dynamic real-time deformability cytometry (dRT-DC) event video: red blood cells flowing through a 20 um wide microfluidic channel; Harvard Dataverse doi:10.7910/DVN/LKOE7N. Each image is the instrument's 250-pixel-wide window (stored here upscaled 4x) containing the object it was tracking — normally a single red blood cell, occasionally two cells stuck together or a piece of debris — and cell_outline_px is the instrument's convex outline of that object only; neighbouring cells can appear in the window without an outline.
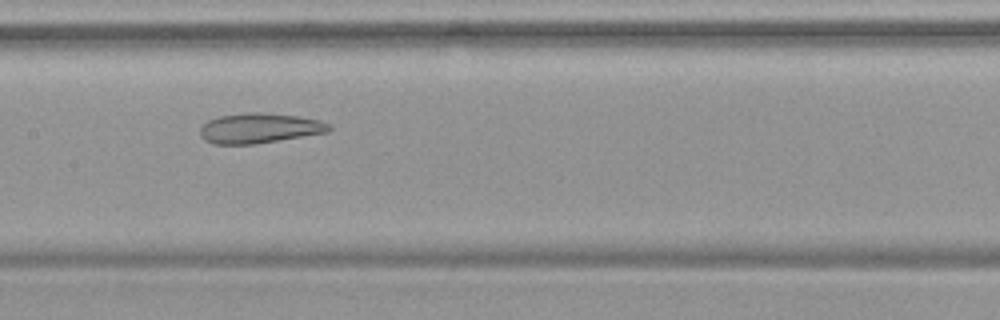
{"species": "common noctule bat (a hibernating species)", "species_latin": "Nyctalus noctula", "temperature_condition": "warm", "stored_images_in_passage": 38, "camera_frame_rate_fps": 3000, "um_per_image_px": 0.085, "animal": {"sex": "female", "body_mass_g": 19.9}, "frame": {"image": 1, "passage_image": 11, "time_ms": 3.333, "image_size_px": [1000, 320], "cell_outline_px": [[332, 128], [328, 132], [256, 144], [212, 144], [204, 140], [200, 136], [200, 128], [208, 120], [220, 116], [248, 112], [256, 112], [300, 116], [320, 120], [328, 124]], "centroid_in_image_um": [22.04, 10.9], "position_along_channel_um": 185.4, "area_um2": 22.6}}
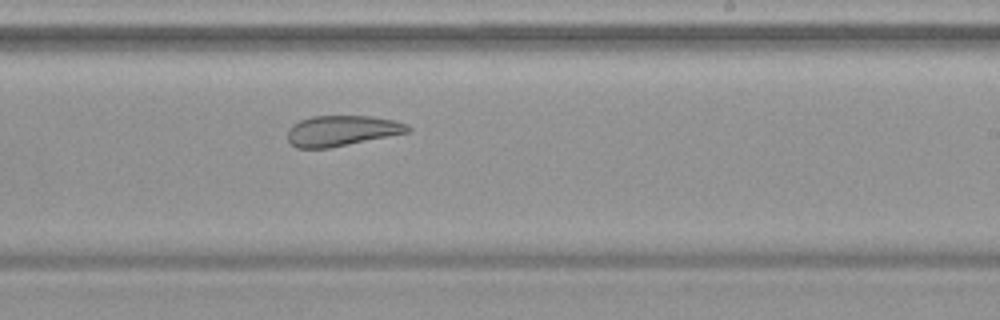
{"frame": {"image": 2, "passage_image": 17, "time_ms": 5.333, "image_size_px": [1000, 320], "cell_outline_px": [[412, 128], [408, 132], [328, 148], [296, 148], [288, 140], [288, 128], [292, 124], [300, 120], [312, 116], [372, 116], [392, 120], [408, 124]], "centroid_in_image_um": [29.02, 11.1], "position_along_channel_um": 260.0, "area_um2": 21.21}}
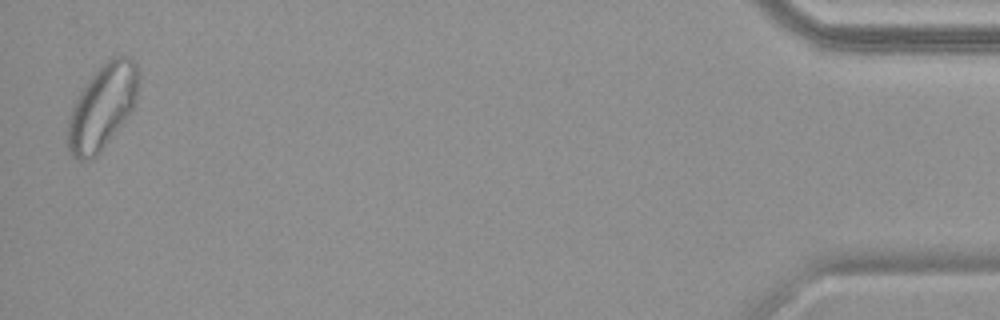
{"frame": {"image": 3, "passage_image": 37, "time_ms": 12.0, "image_size_px": [1000, 320], "cell_outline_px": [[140, 76], [136, 100], [132, 108], [124, 120], [100, 152], [92, 160], [80, 160], [72, 156], [68, 148], [68, 120], [72, 108], [80, 92], [88, 80], [112, 56], [128, 56], [136, 64], [140, 72]], "centroid_in_image_um": [8.71, 9.08], "position_along_channel_um": 426.5, "area_um2": 34.39}, "authors_computed_cell_mechanics": {"area_um2": 24.0159, "velocity_mm_per_s": 3.7639, "shape_relaxation_time_tau1_ms": null, "shape_relaxation_time_tau2_ms": 2.1741, "deformation_change_tau1": null, "deformation_change_tau2": 0.0995}}